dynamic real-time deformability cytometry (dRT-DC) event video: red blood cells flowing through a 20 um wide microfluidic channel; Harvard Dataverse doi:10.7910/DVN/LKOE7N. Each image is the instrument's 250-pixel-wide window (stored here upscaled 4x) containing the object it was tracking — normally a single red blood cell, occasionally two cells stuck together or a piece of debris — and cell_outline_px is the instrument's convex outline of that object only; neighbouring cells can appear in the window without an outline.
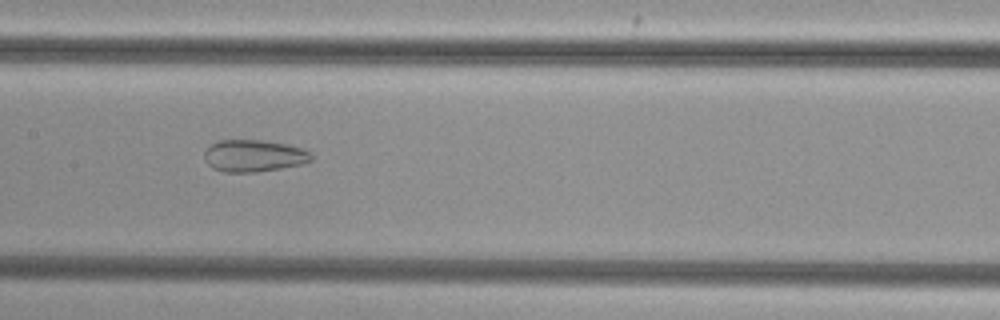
{"species": "common noctule bat (a hibernating species)", "species_latin": "Nyctalus noctula", "temperature_condition": "cold", "stored_images_in_passage": 52, "camera_frame_rate_fps": 3000, "um_per_image_px": 0.085, "animal": {"sex": "female", "body_mass_g": 29.2, "forearm_length_mm": 56.3}, "frame": {"image": 1, "passage_image": 26, "time_ms": 8.333, "image_size_px": [1000, 320], "cell_outline_px": [[312, 160], [304, 164], [256, 172], [224, 172], [212, 168], [204, 160], [204, 152], [212, 144], [220, 140], [264, 140], [288, 144], [304, 148], [312, 152]], "centroid_in_image_um": [21.61, 13.24], "position_along_channel_um": 185.8, "area_um2": 20.17}}
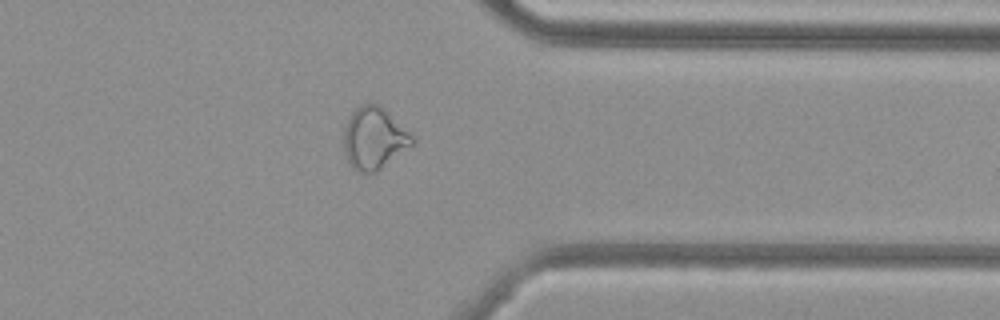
{"frame": {"image": 2, "passage_image": 41, "time_ms": 13.333, "image_size_px": [1000, 320], "cell_outline_px": [[416, 140], [412, 144], [376, 172], [356, 172], [348, 164], [344, 152], [344, 128], [352, 112], [360, 104], [376, 104], [384, 108]], "centroid_in_image_um": [31.75, 11.77], "position_along_channel_um": 379.7, "area_um2": 24.33}}
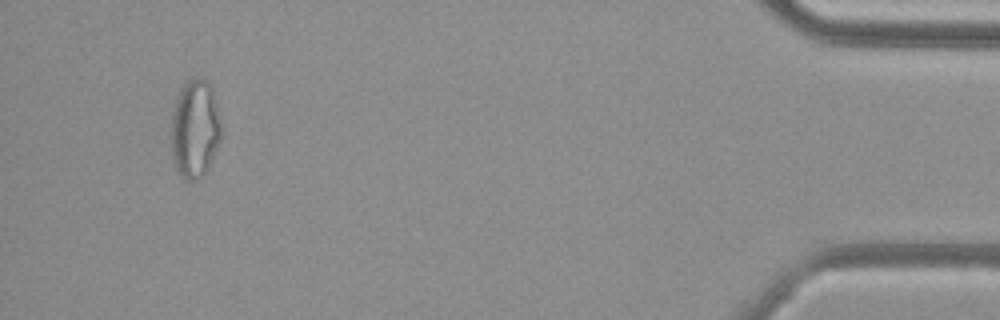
{"frame": {"image": 3, "passage_image": 49, "time_ms": 16.0, "image_size_px": [1000, 320], "cell_outline_px": [[220, 140], [208, 168], [204, 176], [196, 180], [188, 180], [176, 168], [172, 156], [172, 112], [176, 100], [184, 84], [192, 76], [208, 80], [212, 88], [220, 116]], "centroid_in_image_um": [16.58, 10.92], "position_along_channel_um": 418.6, "area_um2": 28.44}}